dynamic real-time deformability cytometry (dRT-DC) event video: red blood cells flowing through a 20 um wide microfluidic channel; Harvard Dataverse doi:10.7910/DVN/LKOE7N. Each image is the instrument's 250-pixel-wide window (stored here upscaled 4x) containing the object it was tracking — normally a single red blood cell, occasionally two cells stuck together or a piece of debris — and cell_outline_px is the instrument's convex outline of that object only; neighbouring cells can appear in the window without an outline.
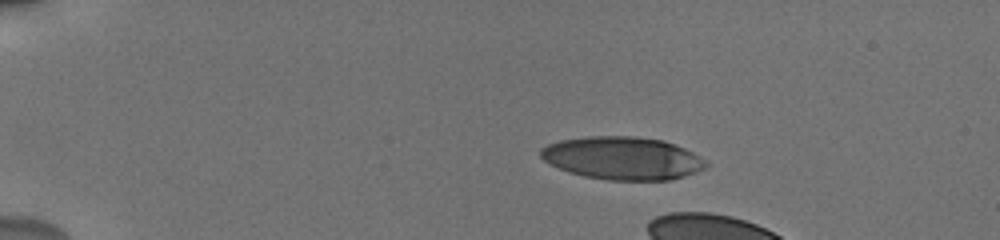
{"species": "human", "species_latin": "Homo sapiens", "temperature_condition": "cold", "stored_images_in_passage": 8, "camera_frame_rate_fps": 3000, "um_per_image_px": 0.085, "donor": {"sex": "male"}, "frame": {"image": 1, "passage_image": 1, "time_ms": 0.0, "image_size_px": [1000, 240], "cell_outline_px": [[708, 164], [704, 168], [684, 176], [668, 180], [608, 180], [584, 176], [568, 172], [548, 164], [540, 156], [540, 148], [548, 144], [560, 140], [588, 136], [636, 136], [664, 140], [684, 148], [692, 152], [704, 160]], "centroid_in_image_um": [52.87, 13.44], "position_along_channel_um": 32.1, "area_um2": 41.33}}